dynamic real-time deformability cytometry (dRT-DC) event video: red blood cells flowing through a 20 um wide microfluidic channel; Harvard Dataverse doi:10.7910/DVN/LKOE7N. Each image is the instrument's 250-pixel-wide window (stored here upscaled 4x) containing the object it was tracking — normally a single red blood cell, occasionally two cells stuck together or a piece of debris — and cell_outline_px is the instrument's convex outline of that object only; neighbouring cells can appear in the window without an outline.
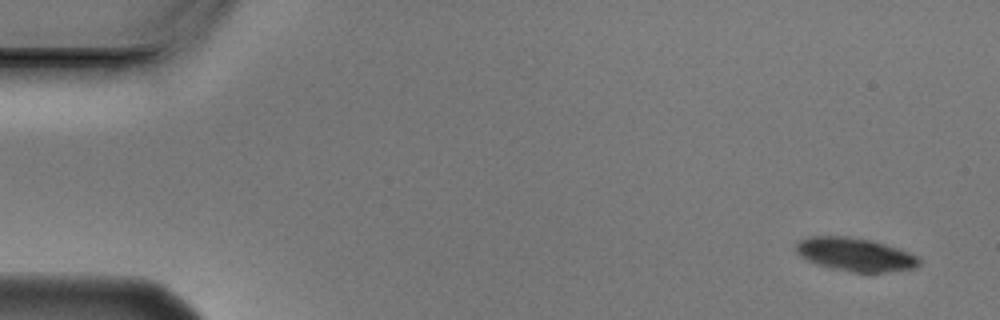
{"species": "Egyptian fruit bat (a non-hibernating species)", "species_latin": "Rousettus aegyptiacus", "temperature_condition": "cold", "stored_images_in_passage": 2, "camera_frame_rate_fps": 3000, "um_per_image_px": 0.085, "animal": {"sex": "male"}, "frame": {"image": 1, "passage_image": 1, "time_ms": 0.0, "image_size_px": [1000, 320], "cell_outline_px": [[920, 264], [916, 268], [880, 272], [856, 272], [832, 268], [808, 260], [800, 256], [796, 248], [796, 244], [800, 240], [808, 236], [852, 236], [872, 240], [900, 248], [916, 256], [920, 260]], "centroid_in_image_um": [72.71, 21.61], "position_along_channel_um": 12.3, "area_um2": 23.76}}